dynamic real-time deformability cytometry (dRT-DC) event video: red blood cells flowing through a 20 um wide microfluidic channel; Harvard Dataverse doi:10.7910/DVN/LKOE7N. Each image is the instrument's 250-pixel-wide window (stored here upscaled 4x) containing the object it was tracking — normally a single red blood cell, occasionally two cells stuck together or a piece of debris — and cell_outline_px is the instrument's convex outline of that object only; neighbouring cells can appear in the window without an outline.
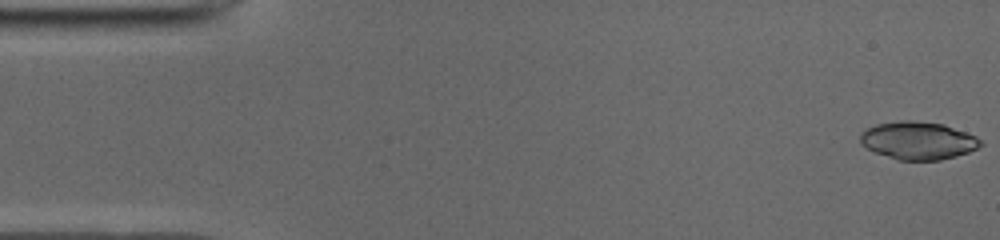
{"species": "common noctule bat (a hibernating species)", "species_latin": "Nyctalus noctula", "temperature_condition": "cold", "stored_images_in_passage": 50, "camera_frame_rate_fps": 3000, "um_per_image_px": 0.085, "animal": {"sex": "male", "body_mass_g": 19.0, "forearm_length_mm": 50.8}, "frame": {"image": 1, "passage_image": 1, "time_ms": 0.0, "image_size_px": [1000, 240], "cell_outline_px": [[984, 144], [968, 152], [956, 156], [940, 160], [896, 160], [876, 152], [860, 144], [860, 132], [864, 128], [876, 124], [900, 120], [912, 120], [944, 124], [976, 136]], "centroid_in_image_um": [78.0, 11.94], "position_along_channel_um": 7.0, "area_um2": 26.65}}
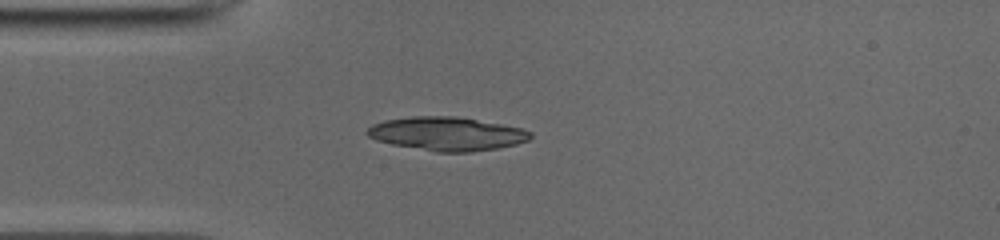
{"frame": {"image": 2, "passage_image": 13, "time_ms": 4.0, "image_size_px": [1000, 240], "cell_outline_px": [[532, 136], [528, 140], [516, 144], [496, 148], [472, 152], [436, 152], [392, 144], [376, 140], [368, 136], [364, 132], [372, 124], [384, 120], [412, 116], [456, 116], [500, 124], [520, 128], [532, 132]], "centroid_in_image_um": [37.95, 11.37], "position_along_channel_um": 47.1, "area_um2": 31.91}}
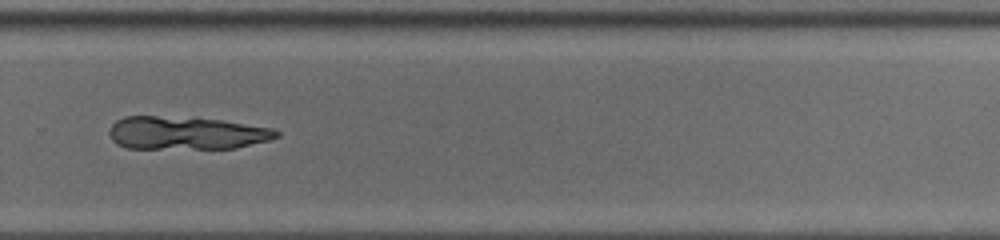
{"frame": {"image": 3, "passage_image": 34, "time_ms": 11.0, "image_size_px": [1000, 240], "cell_outline_px": [[280, 136], [268, 140], [236, 148], [124, 148], [116, 144], [112, 140], [108, 132], [112, 124], [116, 120], [124, 116], [156, 116], [220, 120], [272, 128], [280, 132]], "centroid_in_image_um": [15.79, 11.31], "position_along_channel_um": 314.0, "area_um2": 31.96}}